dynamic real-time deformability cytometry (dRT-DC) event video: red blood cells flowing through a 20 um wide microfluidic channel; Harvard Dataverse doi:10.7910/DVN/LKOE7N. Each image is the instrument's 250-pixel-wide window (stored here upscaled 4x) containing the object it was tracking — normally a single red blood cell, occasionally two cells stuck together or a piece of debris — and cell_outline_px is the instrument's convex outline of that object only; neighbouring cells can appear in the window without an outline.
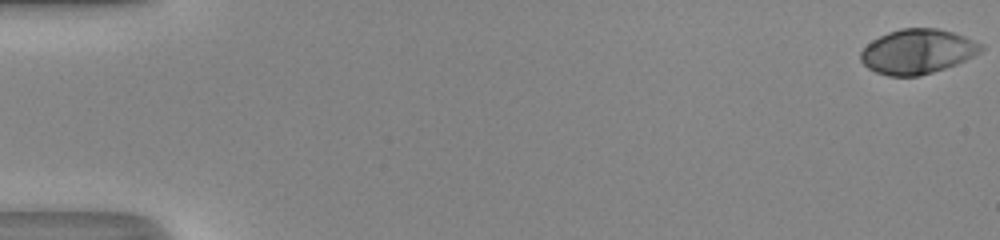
{"species": "human", "species_latin": "Homo sapiens", "temperature_condition": "room temperature", "stored_images_in_passage": 52, "camera_frame_rate_fps": 3000, "um_per_image_px": 0.085, "donor": {"sex": "male"}, "frame": {"image": 1, "passage_image": 1, "time_ms": 0.0, "image_size_px": [1000, 240], "cell_outline_px": [[984, 48], [980, 52], [956, 64], [920, 76], [888, 76], [876, 72], [868, 68], [860, 60], [860, 52], [872, 40], [888, 32], [900, 28], [936, 28], [952, 32], [964, 36], [984, 44]], "centroid_in_image_um": [77.98, 4.37], "position_along_channel_um": 7.0, "area_um2": 31.21}}
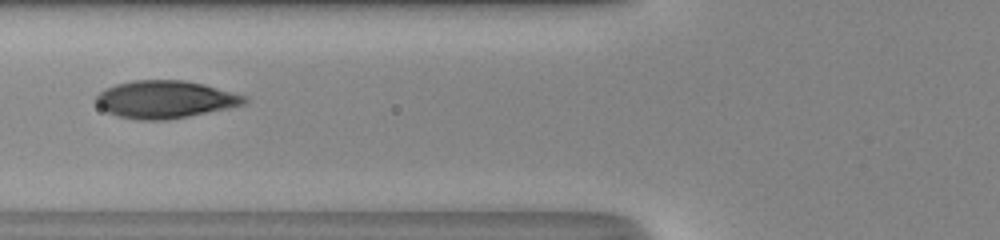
{"frame": {"image": 2, "passage_image": 22, "time_ms": 7.0, "image_size_px": [1000, 240], "cell_outline_px": [[248, 100], [244, 104], [228, 108], [168, 120], [136, 120], [116, 116], [100, 108], [96, 104], [96, 96], [104, 88], [116, 84], [132, 80], [184, 80], [204, 84], [248, 96]], "centroid_in_image_um": [14.02, 8.45], "position_along_channel_um": 111.8, "area_um2": 32.66}}
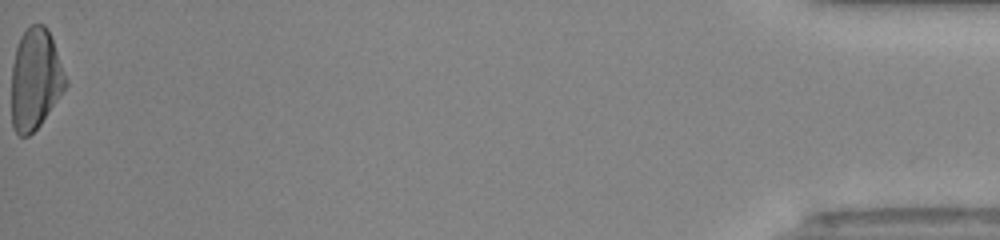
{"frame": {"image": 3, "passage_image": 52, "time_ms": 17.0, "image_size_px": [1000, 240], "cell_outline_px": [[68, 84], [40, 124], [28, 136], [20, 136], [12, 128], [12, 64], [16, 48], [20, 36], [32, 24], [44, 24], [48, 28], [68, 80]], "centroid_in_image_um": [3.0, 6.71], "position_along_channel_um": 432.2, "area_um2": 31.73}, "authors_computed_cell_mechanics": {"area_um2": 31.7322, "velocity_mm_per_s": 4.2141, "shape_relaxation_time_tau1_ms": 5.1115, "shape_relaxation_time_tau2_ms": null, "deformation_change_tau1": 0.2423, "deformation_change_tau2": null}}